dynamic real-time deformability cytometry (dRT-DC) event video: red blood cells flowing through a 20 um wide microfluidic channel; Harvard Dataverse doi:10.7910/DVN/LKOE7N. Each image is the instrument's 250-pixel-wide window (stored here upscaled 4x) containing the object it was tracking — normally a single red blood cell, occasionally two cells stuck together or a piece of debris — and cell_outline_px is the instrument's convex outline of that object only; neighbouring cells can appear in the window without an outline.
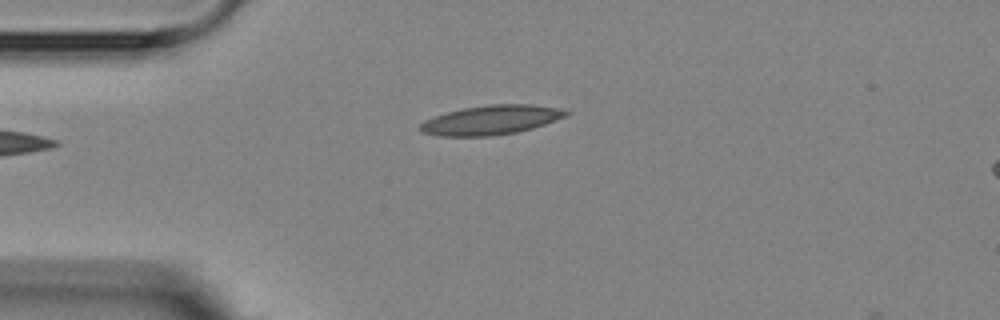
{"species": "Egyptian fruit bat (a non-hibernating species)", "species_latin": "Rousettus aegyptiacus", "temperature_condition": "room temperature", "stored_images_in_passage": 4, "camera_frame_rate_fps": 3000, "um_per_image_px": 0.085, "animal": {"sex": "female"}, "frame": {"image": 1, "passage_image": 4, "time_ms": 3.333, "image_size_px": [1000, 320], "cell_outline_px": [[572, 112], [568, 116], [532, 128], [516, 132], [492, 136], [440, 136], [420, 132], [416, 128], [424, 120], [448, 112], [464, 108], [488, 104], [532, 104], [556, 108]], "centroid_in_image_um": [41.72, 10.2], "position_along_channel_um": 43.3, "area_um2": 24.97}}